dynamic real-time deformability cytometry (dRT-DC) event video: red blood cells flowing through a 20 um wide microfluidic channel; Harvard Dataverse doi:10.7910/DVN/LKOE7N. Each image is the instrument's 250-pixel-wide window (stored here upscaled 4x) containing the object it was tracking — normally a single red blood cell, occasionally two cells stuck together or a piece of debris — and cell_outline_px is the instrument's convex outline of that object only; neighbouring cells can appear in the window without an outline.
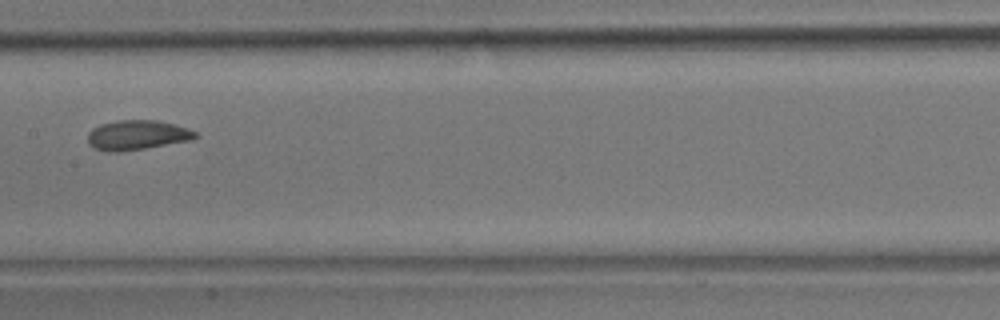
{"species": "common noctule bat (a hibernating species)", "species_latin": "Nyctalus noctula", "temperature_condition": "room temperature", "stored_images_in_passage": 7, "camera_frame_rate_fps": 3000, "um_per_image_px": 0.085, "animal": {"sex": "male", "body_mass_g": 17.9}, "frame": {"image": 1, "passage_image": 7, "time_ms": 2.0, "image_size_px": [1000, 320], "cell_outline_px": [[200, 136], [192, 140], [120, 152], [108, 152], [96, 148], [88, 144], [88, 132], [92, 128], [100, 124], [116, 120], [156, 120], [188, 128], [196, 132]], "centroid_in_image_um": [11.65, 11.48], "position_along_channel_um": 195.8, "area_um2": 18.67}}